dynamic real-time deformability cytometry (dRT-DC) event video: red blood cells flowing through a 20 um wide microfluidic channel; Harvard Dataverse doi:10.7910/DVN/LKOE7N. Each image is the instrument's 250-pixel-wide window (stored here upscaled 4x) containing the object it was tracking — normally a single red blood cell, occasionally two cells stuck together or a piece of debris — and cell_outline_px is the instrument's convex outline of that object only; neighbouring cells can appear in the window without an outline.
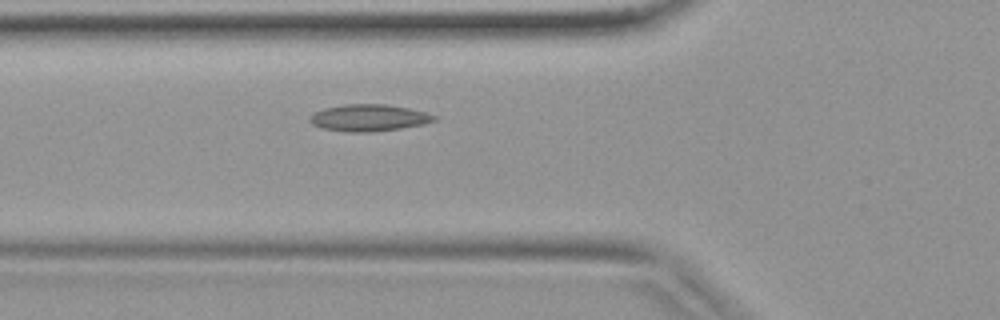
{"species": "common noctule bat (a hibernating species)", "species_latin": "Nyctalus noctula", "temperature_condition": "warm", "stored_images_in_passage": 37, "camera_frame_rate_fps": 3000, "um_per_image_px": 0.085, "animal": {"sex": "female", "body_mass_g": 19.9}, "frame": {"image": 1, "passage_image": 11, "time_ms": 3.333, "image_size_px": [1000, 320], "cell_outline_px": [[436, 120], [424, 124], [400, 128], [372, 132], [344, 132], [324, 128], [312, 124], [308, 120], [308, 116], [324, 108], [344, 104], [384, 104], [408, 108], [424, 112], [436, 116]], "centroid_in_image_um": [31.32, 10.01], "position_along_channel_um": 94.5, "area_um2": 19.36}}